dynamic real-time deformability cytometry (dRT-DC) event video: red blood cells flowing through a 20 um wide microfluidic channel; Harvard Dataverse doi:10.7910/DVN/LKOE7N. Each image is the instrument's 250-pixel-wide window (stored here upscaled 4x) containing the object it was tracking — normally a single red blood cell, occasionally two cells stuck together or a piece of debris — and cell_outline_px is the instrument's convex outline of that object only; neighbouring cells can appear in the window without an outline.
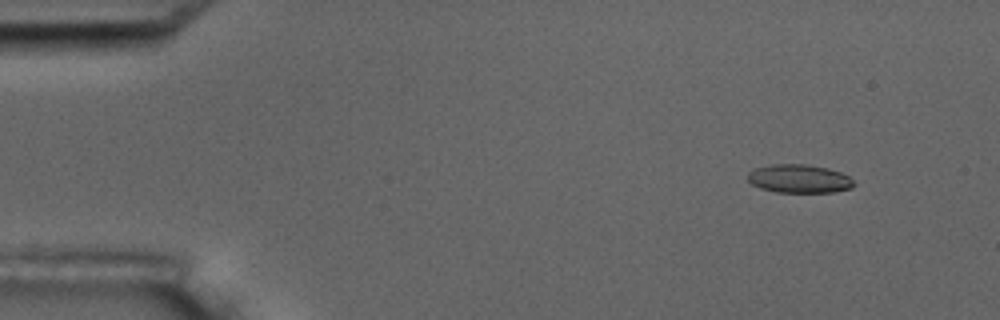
{"species": "common noctule bat (a hibernating species)", "species_latin": "Nyctalus noctula", "temperature_condition": "room temperature", "stored_images_in_passage": 4, "camera_frame_rate_fps": 3000, "um_per_image_px": 0.085, "animal": {"sex": "male", "body_mass_g": 17.5, "forearm_length_mm": 52.3}, "frame": {"image": 1, "passage_image": 1, "time_ms": 0.0, "image_size_px": [1000, 320], "cell_outline_px": [[856, 184], [852, 188], [832, 192], [776, 192], [760, 188], [752, 184], [748, 180], [748, 172], [756, 168], [772, 164], [804, 164], [828, 168], [840, 172], [848, 176]], "centroid_in_image_um": [67.93, 15.19], "position_along_channel_um": 17.1, "area_um2": 17.57}}
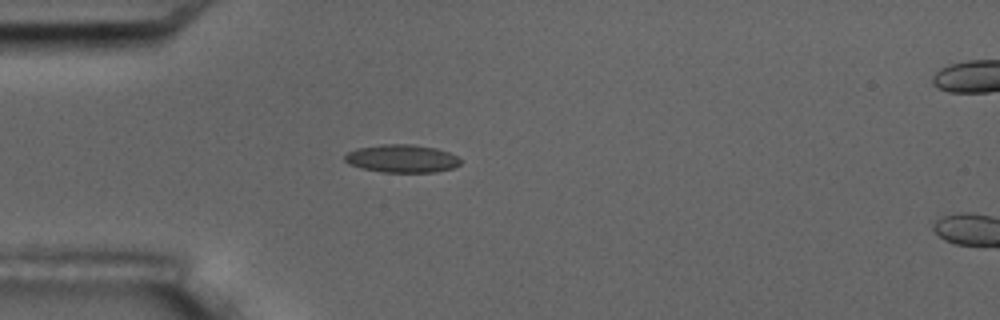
{"frame": {"image": 2, "passage_image": 3, "time_ms": 3.333, "image_size_px": [1000, 320], "cell_outline_px": [[460, 164], [452, 168], [436, 172], [380, 172], [360, 168], [348, 164], [344, 160], [344, 156], [348, 152], [356, 148], [380, 144], [412, 144], [436, 148], [448, 152], [456, 156], [460, 160]], "centroid_in_image_um": [34.11, 13.48], "position_along_channel_um": 50.9, "area_um2": 18.96}}